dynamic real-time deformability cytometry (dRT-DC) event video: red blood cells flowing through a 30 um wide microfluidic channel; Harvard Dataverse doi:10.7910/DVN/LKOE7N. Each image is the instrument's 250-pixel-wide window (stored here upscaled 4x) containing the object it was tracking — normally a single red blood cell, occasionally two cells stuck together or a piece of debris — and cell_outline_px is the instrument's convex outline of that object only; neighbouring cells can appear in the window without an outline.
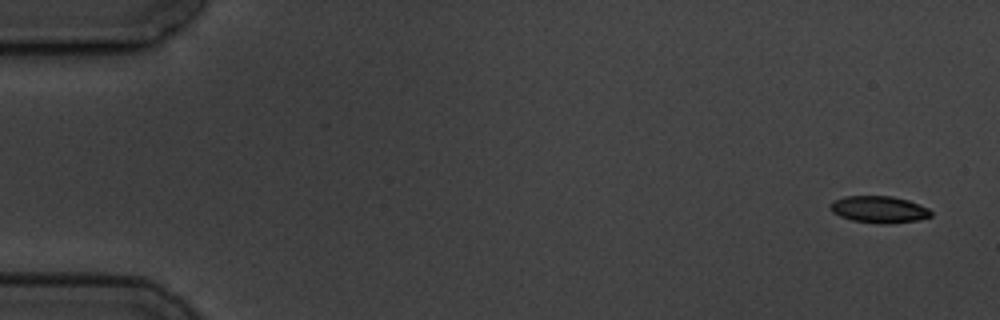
{"species": "common noctule bat (a hibernating species)", "species_latin": "Nyctalus noctula", "temperature_condition": "cold", "stored_images_in_passage": 6, "camera_frame_rate_fps": 3000, "um_per_image_px": 0.085, "animal": {"sex": "male", "body_mass_g": 19.5, "forearm_length_mm": 54.6}, "frame": {"image": 1, "passage_image": 1, "time_ms": 0.0, "image_size_px": [1000, 320], "cell_outline_px": [[932, 216], [916, 220], [888, 224], [880, 224], [852, 220], [840, 216], [832, 212], [828, 208], [828, 204], [832, 200], [844, 196], [892, 196], [908, 200], [920, 204], [928, 208], [932, 212]], "centroid_in_image_um": [74.68, 17.79], "position_along_channel_um": 10.3, "area_um2": 15.95}}
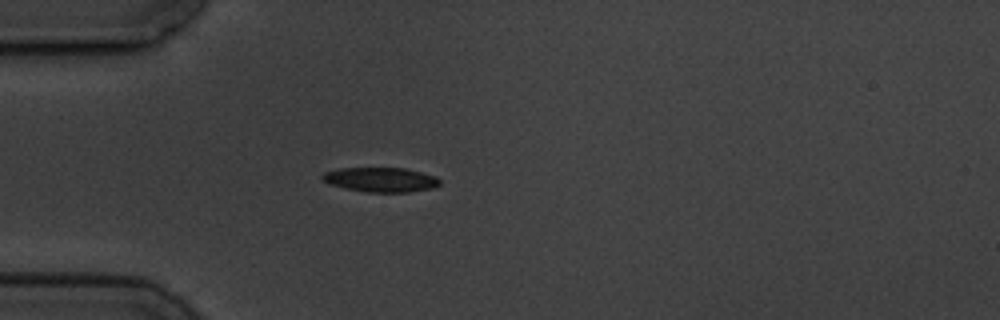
{"frame": {"image": 2, "passage_image": 5, "time_ms": 4.667, "image_size_px": [1000, 320], "cell_outline_px": [[440, 184], [432, 188], [408, 192], [368, 192], [344, 188], [332, 184], [324, 180], [320, 176], [324, 172], [340, 168], [404, 168], [436, 176], [440, 180]], "centroid_in_image_um": [32.37, 15.27], "position_along_channel_um": 52.6, "area_um2": 16.65}}